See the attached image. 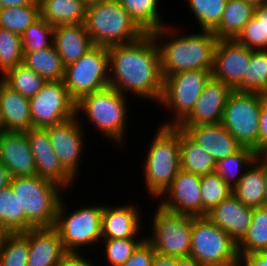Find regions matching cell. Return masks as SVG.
Here are the masks:
<instances>
[{"instance_id": "8fae6325", "label": "cell", "mask_w": 267, "mask_h": 266, "mask_svg": "<svg viewBox=\"0 0 267 266\" xmlns=\"http://www.w3.org/2000/svg\"><path fill=\"white\" fill-rule=\"evenodd\" d=\"M262 94L233 91L225 105L221 124L242 147L258 153L259 118Z\"/></svg>"}, {"instance_id": "ee69618b", "label": "cell", "mask_w": 267, "mask_h": 266, "mask_svg": "<svg viewBox=\"0 0 267 266\" xmlns=\"http://www.w3.org/2000/svg\"><path fill=\"white\" fill-rule=\"evenodd\" d=\"M146 237L138 238H123V239H102L104 245L102 246L105 250V258L107 259L106 266H121L127 259L132 255L137 246Z\"/></svg>"}, {"instance_id": "c3c4849f", "label": "cell", "mask_w": 267, "mask_h": 266, "mask_svg": "<svg viewBox=\"0 0 267 266\" xmlns=\"http://www.w3.org/2000/svg\"><path fill=\"white\" fill-rule=\"evenodd\" d=\"M90 260L83 253H67L59 266H99Z\"/></svg>"}, {"instance_id": "816d5d0a", "label": "cell", "mask_w": 267, "mask_h": 266, "mask_svg": "<svg viewBox=\"0 0 267 266\" xmlns=\"http://www.w3.org/2000/svg\"><path fill=\"white\" fill-rule=\"evenodd\" d=\"M11 175L9 170L0 162V190L10 185Z\"/></svg>"}, {"instance_id": "d4e9b609", "label": "cell", "mask_w": 267, "mask_h": 266, "mask_svg": "<svg viewBox=\"0 0 267 266\" xmlns=\"http://www.w3.org/2000/svg\"><path fill=\"white\" fill-rule=\"evenodd\" d=\"M0 111L6 131L25 132L32 128L30 100L0 79Z\"/></svg>"}, {"instance_id": "e0dca14e", "label": "cell", "mask_w": 267, "mask_h": 266, "mask_svg": "<svg viewBox=\"0 0 267 266\" xmlns=\"http://www.w3.org/2000/svg\"><path fill=\"white\" fill-rule=\"evenodd\" d=\"M252 51L235 39H219L214 51L212 77L234 89L246 74Z\"/></svg>"}, {"instance_id": "f907efd6", "label": "cell", "mask_w": 267, "mask_h": 266, "mask_svg": "<svg viewBox=\"0 0 267 266\" xmlns=\"http://www.w3.org/2000/svg\"><path fill=\"white\" fill-rule=\"evenodd\" d=\"M31 4H39L38 0H0V8L20 7Z\"/></svg>"}, {"instance_id": "d590c367", "label": "cell", "mask_w": 267, "mask_h": 266, "mask_svg": "<svg viewBox=\"0 0 267 266\" xmlns=\"http://www.w3.org/2000/svg\"><path fill=\"white\" fill-rule=\"evenodd\" d=\"M0 79L12 90L22 94L24 97H34L41 89L46 80L27 68L24 64L17 65L7 70Z\"/></svg>"}, {"instance_id": "836d02e7", "label": "cell", "mask_w": 267, "mask_h": 266, "mask_svg": "<svg viewBox=\"0 0 267 266\" xmlns=\"http://www.w3.org/2000/svg\"><path fill=\"white\" fill-rule=\"evenodd\" d=\"M235 40L251 50H267V3L255 6L252 19Z\"/></svg>"}, {"instance_id": "74e56055", "label": "cell", "mask_w": 267, "mask_h": 266, "mask_svg": "<svg viewBox=\"0 0 267 266\" xmlns=\"http://www.w3.org/2000/svg\"><path fill=\"white\" fill-rule=\"evenodd\" d=\"M40 18V4L0 8V27L20 36Z\"/></svg>"}, {"instance_id": "f1b7e54d", "label": "cell", "mask_w": 267, "mask_h": 266, "mask_svg": "<svg viewBox=\"0 0 267 266\" xmlns=\"http://www.w3.org/2000/svg\"><path fill=\"white\" fill-rule=\"evenodd\" d=\"M216 161L180 129V169L204 176L215 172Z\"/></svg>"}, {"instance_id": "1f68e13d", "label": "cell", "mask_w": 267, "mask_h": 266, "mask_svg": "<svg viewBox=\"0 0 267 266\" xmlns=\"http://www.w3.org/2000/svg\"><path fill=\"white\" fill-rule=\"evenodd\" d=\"M118 1L145 33H151L153 31H156L167 24L162 20L163 18L159 15V0Z\"/></svg>"}, {"instance_id": "6f0895ef", "label": "cell", "mask_w": 267, "mask_h": 266, "mask_svg": "<svg viewBox=\"0 0 267 266\" xmlns=\"http://www.w3.org/2000/svg\"><path fill=\"white\" fill-rule=\"evenodd\" d=\"M243 1L251 3L254 6H259V5L267 3V0H243Z\"/></svg>"}, {"instance_id": "6da1fadb", "label": "cell", "mask_w": 267, "mask_h": 266, "mask_svg": "<svg viewBox=\"0 0 267 266\" xmlns=\"http://www.w3.org/2000/svg\"><path fill=\"white\" fill-rule=\"evenodd\" d=\"M109 85L120 93L134 94L140 101L159 103L164 78L160 54L151 33L126 44L108 47Z\"/></svg>"}, {"instance_id": "7dc6e473", "label": "cell", "mask_w": 267, "mask_h": 266, "mask_svg": "<svg viewBox=\"0 0 267 266\" xmlns=\"http://www.w3.org/2000/svg\"><path fill=\"white\" fill-rule=\"evenodd\" d=\"M240 266H267V250L245 254L240 259Z\"/></svg>"}, {"instance_id": "7402d4cb", "label": "cell", "mask_w": 267, "mask_h": 266, "mask_svg": "<svg viewBox=\"0 0 267 266\" xmlns=\"http://www.w3.org/2000/svg\"><path fill=\"white\" fill-rule=\"evenodd\" d=\"M27 266H59L67 252L54 227L28 230Z\"/></svg>"}, {"instance_id": "ac0fdd59", "label": "cell", "mask_w": 267, "mask_h": 266, "mask_svg": "<svg viewBox=\"0 0 267 266\" xmlns=\"http://www.w3.org/2000/svg\"><path fill=\"white\" fill-rule=\"evenodd\" d=\"M233 91L234 89L229 85L211 77L193 110L178 127L221 123L225 105Z\"/></svg>"}, {"instance_id": "e575fe53", "label": "cell", "mask_w": 267, "mask_h": 266, "mask_svg": "<svg viewBox=\"0 0 267 266\" xmlns=\"http://www.w3.org/2000/svg\"><path fill=\"white\" fill-rule=\"evenodd\" d=\"M234 90L260 94L267 91V50L252 51L246 74Z\"/></svg>"}, {"instance_id": "bcb514c9", "label": "cell", "mask_w": 267, "mask_h": 266, "mask_svg": "<svg viewBox=\"0 0 267 266\" xmlns=\"http://www.w3.org/2000/svg\"><path fill=\"white\" fill-rule=\"evenodd\" d=\"M267 146V100L262 96L259 118L258 153Z\"/></svg>"}, {"instance_id": "60d3db41", "label": "cell", "mask_w": 267, "mask_h": 266, "mask_svg": "<svg viewBox=\"0 0 267 266\" xmlns=\"http://www.w3.org/2000/svg\"><path fill=\"white\" fill-rule=\"evenodd\" d=\"M28 253V231L10 233L0 254V266H27Z\"/></svg>"}, {"instance_id": "4316f807", "label": "cell", "mask_w": 267, "mask_h": 266, "mask_svg": "<svg viewBox=\"0 0 267 266\" xmlns=\"http://www.w3.org/2000/svg\"><path fill=\"white\" fill-rule=\"evenodd\" d=\"M38 1L40 4V17L53 27L84 23L87 7L82 0Z\"/></svg>"}, {"instance_id": "9c48e42d", "label": "cell", "mask_w": 267, "mask_h": 266, "mask_svg": "<svg viewBox=\"0 0 267 266\" xmlns=\"http://www.w3.org/2000/svg\"><path fill=\"white\" fill-rule=\"evenodd\" d=\"M212 70L182 71L164 77L160 107L172 115L162 126H178L193 110L206 83L212 77ZM173 113V114H172Z\"/></svg>"}, {"instance_id": "484cf974", "label": "cell", "mask_w": 267, "mask_h": 266, "mask_svg": "<svg viewBox=\"0 0 267 266\" xmlns=\"http://www.w3.org/2000/svg\"><path fill=\"white\" fill-rule=\"evenodd\" d=\"M266 163L258 156L233 188V195L245 206H266Z\"/></svg>"}, {"instance_id": "4dcf8cb0", "label": "cell", "mask_w": 267, "mask_h": 266, "mask_svg": "<svg viewBox=\"0 0 267 266\" xmlns=\"http://www.w3.org/2000/svg\"><path fill=\"white\" fill-rule=\"evenodd\" d=\"M267 250V206L253 208L251 224L247 233L237 243L238 256Z\"/></svg>"}, {"instance_id": "5b68a950", "label": "cell", "mask_w": 267, "mask_h": 266, "mask_svg": "<svg viewBox=\"0 0 267 266\" xmlns=\"http://www.w3.org/2000/svg\"><path fill=\"white\" fill-rule=\"evenodd\" d=\"M10 186L25 212V232L54 227L63 188L38 175L11 178Z\"/></svg>"}, {"instance_id": "681fc988", "label": "cell", "mask_w": 267, "mask_h": 266, "mask_svg": "<svg viewBox=\"0 0 267 266\" xmlns=\"http://www.w3.org/2000/svg\"><path fill=\"white\" fill-rule=\"evenodd\" d=\"M178 257L155 252L152 266H177Z\"/></svg>"}, {"instance_id": "ab89813d", "label": "cell", "mask_w": 267, "mask_h": 266, "mask_svg": "<svg viewBox=\"0 0 267 266\" xmlns=\"http://www.w3.org/2000/svg\"><path fill=\"white\" fill-rule=\"evenodd\" d=\"M202 30H214L220 23L228 0H185Z\"/></svg>"}, {"instance_id": "5bb4252c", "label": "cell", "mask_w": 267, "mask_h": 266, "mask_svg": "<svg viewBox=\"0 0 267 266\" xmlns=\"http://www.w3.org/2000/svg\"><path fill=\"white\" fill-rule=\"evenodd\" d=\"M81 118V120H80ZM80 116H73L58 124L44 128L49 136L54 153L63 168L76 180L79 167L86 153L85 124Z\"/></svg>"}, {"instance_id": "db71d44e", "label": "cell", "mask_w": 267, "mask_h": 266, "mask_svg": "<svg viewBox=\"0 0 267 266\" xmlns=\"http://www.w3.org/2000/svg\"><path fill=\"white\" fill-rule=\"evenodd\" d=\"M9 234L10 233L5 228L0 226V254H1V251L3 249L5 239Z\"/></svg>"}, {"instance_id": "44dd1931", "label": "cell", "mask_w": 267, "mask_h": 266, "mask_svg": "<svg viewBox=\"0 0 267 266\" xmlns=\"http://www.w3.org/2000/svg\"><path fill=\"white\" fill-rule=\"evenodd\" d=\"M216 162L237 152L242 146L221 123L179 127Z\"/></svg>"}, {"instance_id": "ba28073f", "label": "cell", "mask_w": 267, "mask_h": 266, "mask_svg": "<svg viewBox=\"0 0 267 266\" xmlns=\"http://www.w3.org/2000/svg\"><path fill=\"white\" fill-rule=\"evenodd\" d=\"M189 257L203 266H240L237 243L207 216L193 217Z\"/></svg>"}, {"instance_id": "30bf717a", "label": "cell", "mask_w": 267, "mask_h": 266, "mask_svg": "<svg viewBox=\"0 0 267 266\" xmlns=\"http://www.w3.org/2000/svg\"><path fill=\"white\" fill-rule=\"evenodd\" d=\"M63 82L75 102L110 86L108 47L95 45L77 61L65 66Z\"/></svg>"}, {"instance_id": "3957f363", "label": "cell", "mask_w": 267, "mask_h": 266, "mask_svg": "<svg viewBox=\"0 0 267 266\" xmlns=\"http://www.w3.org/2000/svg\"><path fill=\"white\" fill-rule=\"evenodd\" d=\"M128 96L108 86L87 94L76 102V115L87 116L89 123L110 143L122 145L127 136L129 120ZM129 111V112H128ZM83 113V114H82ZM80 114V115H79ZM82 114V115H81Z\"/></svg>"}, {"instance_id": "2e32d148", "label": "cell", "mask_w": 267, "mask_h": 266, "mask_svg": "<svg viewBox=\"0 0 267 266\" xmlns=\"http://www.w3.org/2000/svg\"><path fill=\"white\" fill-rule=\"evenodd\" d=\"M34 157L36 175L59 185L65 191L73 187L75 179L63 168L51 145L48 133L43 128L25 131Z\"/></svg>"}, {"instance_id": "f6af8a7d", "label": "cell", "mask_w": 267, "mask_h": 266, "mask_svg": "<svg viewBox=\"0 0 267 266\" xmlns=\"http://www.w3.org/2000/svg\"><path fill=\"white\" fill-rule=\"evenodd\" d=\"M155 252L152 244L145 238L121 266H152Z\"/></svg>"}, {"instance_id": "ffe728a7", "label": "cell", "mask_w": 267, "mask_h": 266, "mask_svg": "<svg viewBox=\"0 0 267 266\" xmlns=\"http://www.w3.org/2000/svg\"><path fill=\"white\" fill-rule=\"evenodd\" d=\"M0 162L11 178L36 175V166L25 132L6 131L0 134Z\"/></svg>"}, {"instance_id": "7bdbcfd3", "label": "cell", "mask_w": 267, "mask_h": 266, "mask_svg": "<svg viewBox=\"0 0 267 266\" xmlns=\"http://www.w3.org/2000/svg\"><path fill=\"white\" fill-rule=\"evenodd\" d=\"M54 27L39 18L21 35L23 52L40 51L53 45Z\"/></svg>"}, {"instance_id": "7a4b0ae2", "label": "cell", "mask_w": 267, "mask_h": 266, "mask_svg": "<svg viewBox=\"0 0 267 266\" xmlns=\"http://www.w3.org/2000/svg\"><path fill=\"white\" fill-rule=\"evenodd\" d=\"M175 27L169 23L151 32L159 48L163 78L182 71L212 70L218 42L213 31L201 29L189 35Z\"/></svg>"}, {"instance_id": "94428289", "label": "cell", "mask_w": 267, "mask_h": 266, "mask_svg": "<svg viewBox=\"0 0 267 266\" xmlns=\"http://www.w3.org/2000/svg\"><path fill=\"white\" fill-rule=\"evenodd\" d=\"M262 95H263V97L267 100V91L264 92Z\"/></svg>"}, {"instance_id": "4fadbf2b", "label": "cell", "mask_w": 267, "mask_h": 266, "mask_svg": "<svg viewBox=\"0 0 267 266\" xmlns=\"http://www.w3.org/2000/svg\"><path fill=\"white\" fill-rule=\"evenodd\" d=\"M32 128H46L76 115V102L63 80L46 81L30 99Z\"/></svg>"}, {"instance_id": "9a60e30c", "label": "cell", "mask_w": 267, "mask_h": 266, "mask_svg": "<svg viewBox=\"0 0 267 266\" xmlns=\"http://www.w3.org/2000/svg\"><path fill=\"white\" fill-rule=\"evenodd\" d=\"M200 182L201 176L180 169L157 204L171 212L202 216Z\"/></svg>"}, {"instance_id": "8992f818", "label": "cell", "mask_w": 267, "mask_h": 266, "mask_svg": "<svg viewBox=\"0 0 267 266\" xmlns=\"http://www.w3.org/2000/svg\"><path fill=\"white\" fill-rule=\"evenodd\" d=\"M84 26L96 46L131 43L146 34L118 0L88 7Z\"/></svg>"}, {"instance_id": "52a82bcc", "label": "cell", "mask_w": 267, "mask_h": 266, "mask_svg": "<svg viewBox=\"0 0 267 266\" xmlns=\"http://www.w3.org/2000/svg\"><path fill=\"white\" fill-rule=\"evenodd\" d=\"M63 198L57 209L54 228L61 237L65 251L81 253L82 247L83 250L93 244L94 247L101 244L103 205L97 203L96 206L85 205L86 207L80 206V208L78 206L77 209L70 212L66 209L69 206L65 204L66 200L64 201Z\"/></svg>"}, {"instance_id": "11a10c76", "label": "cell", "mask_w": 267, "mask_h": 266, "mask_svg": "<svg viewBox=\"0 0 267 266\" xmlns=\"http://www.w3.org/2000/svg\"><path fill=\"white\" fill-rule=\"evenodd\" d=\"M84 5L88 8L93 5H97L101 2L107 1V0H82Z\"/></svg>"}, {"instance_id": "b9f144b4", "label": "cell", "mask_w": 267, "mask_h": 266, "mask_svg": "<svg viewBox=\"0 0 267 266\" xmlns=\"http://www.w3.org/2000/svg\"><path fill=\"white\" fill-rule=\"evenodd\" d=\"M23 55L21 36L0 27V75L23 64Z\"/></svg>"}, {"instance_id": "f5cc1de1", "label": "cell", "mask_w": 267, "mask_h": 266, "mask_svg": "<svg viewBox=\"0 0 267 266\" xmlns=\"http://www.w3.org/2000/svg\"><path fill=\"white\" fill-rule=\"evenodd\" d=\"M177 266H203L199 264L194 258L191 257H178Z\"/></svg>"}, {"instance_id": "91938a15", "label": "cell", "mask_w": 267, "mask_h": 266, "mask_svg": "<svg viewBox=\"0 0 267 266\" xmlns=\"http://www.w3.org/2000/svg\"><path fill=\"white\" fill-rule=\"evenodd\" d=\"M265 181H266V206H267V163H266V176H265Z\"/></svg>"}, {"instance_id": "277c9868", "label": "cell", "mask_w": 267, "mask_h": 266, "mask_svg": "<svg viewBox=\"0 0 267 266\" xmlns=\"http://www.w3.org/2000/svg\"><path fill=\"white\" fill-rule=\"evenodd\" d=\"M159 126L146 151L142 172L146 192L155 201L171 185L180 170V128Z\"/></svg>"}, {"instance_id": "9f6ffc18", "label": "cell", "mask_w": 267, "mask_h": 266, "mask_svg": "<svg viewBox=\"0 0 267 266\" xmlns=\"http://www.w3.org/2000/svg\"><path fill=\"white\" fill-rule=\"evenodd\" d=\"M258 156L267 163V146H265L259 153Z\"/></svg>"}, {"instance_id": "f35d334b", "label": "cell", "mask_w": 267, "mask_h": 266, "mask_svg": "<svg viewBox=\"0 0 267 266\" xmlns=\"http://www.w3.org/2000/svg\"><path fill=\"white\" fill-rule=\"evenodd\" d=\"M202 216L233 194V189L216 173L201 176Z\"/></svg>"}, {"instance_id": "d6a6232c", "label": "cell", "mask_w": 267, "mask_h": 266, "mask_svg": "<svg viewBox=\"0 0 267 266\" xmlns=\"http://www.w3.org/2000/svg\"><path fill=\"white\" fill-rule=\"evenodd\" d=\"M257 157L254 149L241 147L234 154L216 162L215 172L233 189Z\"/></svg>"}, {"instance_id": "d6986e66", "label": "cell", "mask_w": 267, "mask_h": 266, "mask_svg": "<svg viewBox=\"0 0 267 266\" xmlns=\"http://www.w3.org/2000/svg\"><path fill=\"white\" fill-rule=\"evenodd\" d=\"M125 203L124 205H103L102 212V239H123L146 237L142 235L143 213L140 212L139 204ZM138 205V206H137ZM142 226V227H141Z\"/></svg>"}, {"instance_id": "f546056e", "label": "cell", "mask_w": 267, "mask_h": 266, "mask_svg": "<svg viewBox=\"0 0 267 266\" xmlns=\"http://www.w3.org/2000/svg\"><path fill=\"white\" fill-rule=\"evenodd\" d=\"M23 64L46 81L63 80L65 66L52 45L40 51L23 52Z\"/></svg>"}, {"instance_id": "83f0119b", "label": "cell", "mask_w": 267, "mask_h": 266, "mask_svg": "<svg viewBox=\"0 0 267 266\" xmlns=\"http://www.w3.org/2000/svg\"><path fill=\"white\" fill-rule=\"evenodd\" d=\"M255 6L243 0H228L219 25L213 30L217 39H235L252 19Z\"/></svg>"}, {"instance_id": "603a6c76", "label": "cell", "mask_w": 267, "mask_h": 266, "mask_svg": "<svg viewBox=\"0 0 267 266\" xmlns=\"http://www.w3.org/2000/svg\"><path fill=\"white\" fill-rule=\"evenodd\" d=\"M252 215L253 208L245 206L232 194L214 206L206 216L238 243L247 233Z\"/></svg>"}, {"instance_id": "cb8c5ba5", "label": "cell", "mask_w": 267, "mask_h": 266, "mask_svg": "<svg viewBox=\"0 0 267 266\" xmlns=\"http://www.w3.org/2000/svg\"><path fill=\"white\" fill-rule=\"evenodd\" d=\"M53 46L64 66L77 61L95 45L82 24L58 25L54 27Z\"/></svg>"}, {"instance_id": "7c38bea8", "label": "cell", "mask_w": 267, "mask_h": 266, "mask_svg": "<svg viewBox=\"0 0 267 266\" xmlns=\"http://www.w3.org/2000/svg\"><path fill=\"white\" fill-rule=\"evenodd\" d=\"M153 214L151 234L146 239L157 253L179 258L189 257L193 216L175 213L159 204Z\"/></svg>"}, {"instance_id": "8d00e7d4", "label": "cell", "mask_w": 267, "mask_h": 266, "mask_svg": "<svg viewBox=\"0 0 267 266\" xmlns=\"http://www.w3.org/2000/svg\"><path fill=\"white\" fill-rule=\"evenodd\" d=\"M0 226L9 233L25 232V212L10 185L0 190Z\"/></svg>"}, {"instance_id": "680465c9", "label": "cell", "mask_w": 267, "mask_h": 266, "mask_svg": "<svg viewBox=\"0 0 267 266\" xmlns=\"http://www.w3.org/2000/svg\"><path fill=\"white\" fill-rule=\"evenodd\" d=\"M6 132V128H5V125H4V122H3V119H2V114H1V111H0V134Z\"/></svg>"}]
</instances>
